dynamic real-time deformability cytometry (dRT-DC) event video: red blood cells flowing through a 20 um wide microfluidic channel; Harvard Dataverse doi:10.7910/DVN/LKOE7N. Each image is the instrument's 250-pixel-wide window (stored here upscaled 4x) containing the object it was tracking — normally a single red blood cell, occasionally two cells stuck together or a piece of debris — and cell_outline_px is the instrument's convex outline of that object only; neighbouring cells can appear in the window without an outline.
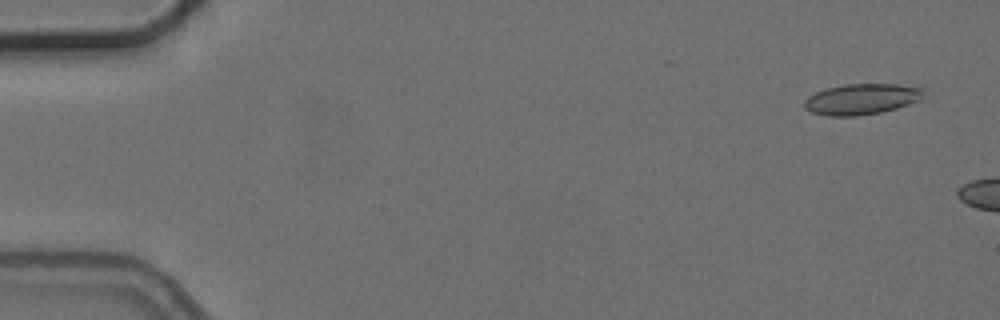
{"species": "common noctule bat (a hibernating species)", "species_latin": "Nyctalus noctula", "temperature_condition": "cold", "stored_images_in_passage": 4, "camera_frame_rate_fps": 3000, "um_per_image_px": 0.085, "animal": {"sex": "female", "body_mass_g": 24.6, "forearm_length_mm": 56.2}, "frame": {"image": 1, "passage_image": 1, "time_ms": 0.0, "image_size_px": [1000, 320], "cell_outline_px": [[924, 96], [908, 104], [896, 108], [880, 112], [856, 116], [828, 116], [812, 112], [804, 108], [804, 100], [808, 96], [816, 92], [828, 88], [844, 84], [896, 84], [924, 88]], "centroid_in_image_um": [73.21, 8.42], "position_along_channel_um": 11.8, "area_um2": 21.27}}